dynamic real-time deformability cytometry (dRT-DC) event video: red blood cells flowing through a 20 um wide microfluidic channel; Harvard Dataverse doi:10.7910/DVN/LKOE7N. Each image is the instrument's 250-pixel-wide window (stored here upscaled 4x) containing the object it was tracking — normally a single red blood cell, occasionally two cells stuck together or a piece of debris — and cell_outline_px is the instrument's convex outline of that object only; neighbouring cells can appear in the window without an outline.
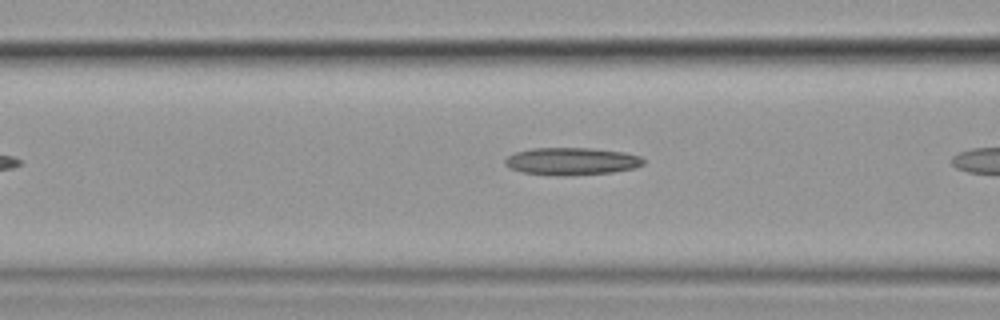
{"species": "common noctule bat (a hibernating species)", "species_latin": "Nyctalus noctula", "temperature_condition": "cold", "stored_images_in_passage": 8, "camera_frame_rate_fps": 3000, "um_per_image_px": 0.085, "animal": {"sex": "female", "body_mass_g": 19.9}, "frame": {"image": 1, "passage_image": 7, "time_ms": 2.0, "image_size_px": [1000, 320], "cell_outline_px": [[644, 164], [636, 168], [612, 172], [568, 176], [556, 176], [520, 172], [508, 168], [504, 164], [504, 160], [508, 156], [516, 152], [532, 148], [592, 148], [624, 152], [640, 156], [644, 160]], "centroid_in_image_um": [48.57, 13.72], "position_along_channel_um": 118.0, "area_um2": 22.43}}